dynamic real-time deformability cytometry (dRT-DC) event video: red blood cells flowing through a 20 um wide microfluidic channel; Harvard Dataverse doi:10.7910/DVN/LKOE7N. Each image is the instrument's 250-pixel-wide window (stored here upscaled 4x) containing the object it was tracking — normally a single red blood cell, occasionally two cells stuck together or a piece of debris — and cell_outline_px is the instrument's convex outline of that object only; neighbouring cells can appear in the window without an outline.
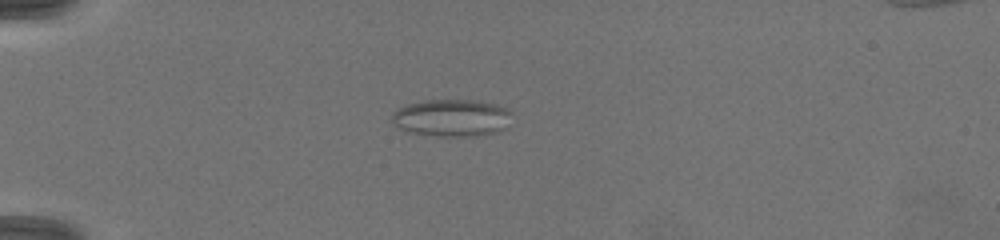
{"species": "common noctule bat (a hibernating species)", "species_latin": "Nyctalus noctula", "temperature_condition": "warm", "stored_images_in_passage": 11, "camera_frame_rate_fps": 3000, "um_per_image_px": 0.085, "animal": {"sex": "female", "body_mass_g": 19.5, "forearm_length_mm": 54.1}, "frame": {"image": 1, "passage_image": 3, "time_ms": 2.0, "image_size_px": [1000, 240], "cell_outline_px": [[512, 112], [504, 128], [496, 132], [476, 136], [440, 136], [408, 132], [392, 124], [392, 112], [408, 104], [424, 100], [476, 100], [496, 104], [508, 108]], "centroid_in_image_um": [38.38, 10.01], "position_along_channel_um": 46.6, "area_um2": 26.01}}
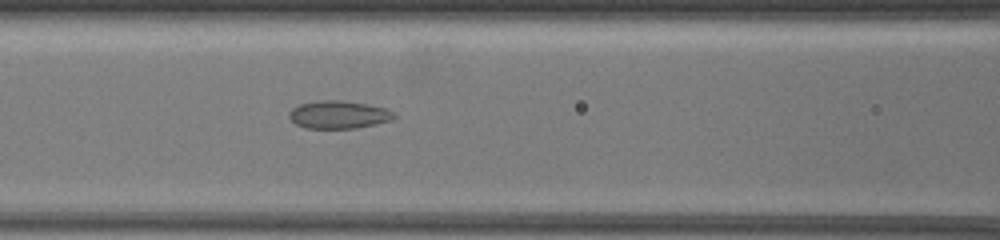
{"frame": {"image": 2, "passage_image": 6, "time_ms": 5.0, "image_size_px": [1000, 240], "cell_outline_px": [[396, 116], [392, 120], [356, 128], [304, 128], [296, 124], [288, 116], [288, 112], [292, 108], [300, 104], [324, 100], [340, 100], [364, 104], [384, 108], [396, 112]], "centroid_in_image_um": [28.77, 9.75], "position_along_channel_um": 137.8, "area_um2": 16.88}}
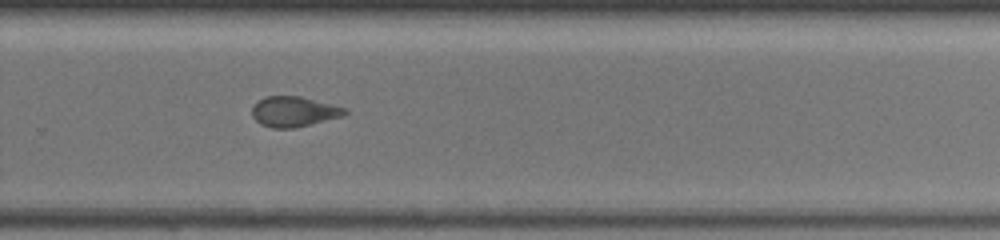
{"frame": {"image": 3, "passage_image": 10, "time_ms": 9.0, "image_size_px": [1000, 240], "cell_outline_px": [[348, 112], [344, 116], [292, 128], [272, 128], [260, 124], [252, 116], [252, 108], [264, 96], [300, 96], [348, 108]], "centroid_in_image_um": [25.0, 9.48], "position_along_channel_um": 304.8, "area_um2": 16.3}}